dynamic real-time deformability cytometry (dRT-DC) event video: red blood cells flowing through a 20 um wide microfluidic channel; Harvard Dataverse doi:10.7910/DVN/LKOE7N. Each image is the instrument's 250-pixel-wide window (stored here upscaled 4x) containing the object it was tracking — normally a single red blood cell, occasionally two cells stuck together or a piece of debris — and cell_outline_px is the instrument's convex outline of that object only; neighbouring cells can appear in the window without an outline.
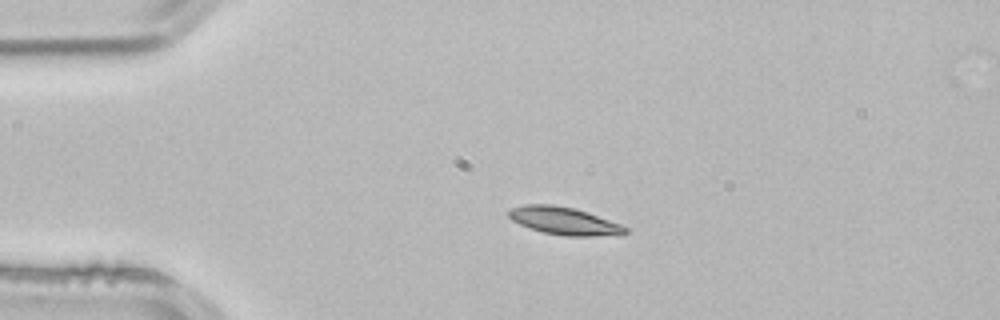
{"species": "common noctule bat (a hibernating species)", "species_latin": "Nyctalus noctula", "temperature_condition": "room temperature", "stored_images_in_passage": 2, "camera_frame_rate_fps": 3000, "um_per_image_px": 0.085, "animal": {"sex": "male", "body_mass_g": 21.5, "forearm_length_mm": 52.0}, "frame": {"image": 1, "passage_image": 1, "time_ms": 0.0, "image_size_px": [1000, 320], "cell_outline_px": [[628, 232], [592, 236], [564, 236], [544, 232], [520, 224], [512, 220], [508, 216], [508, 212], [512, 208], [524, 204], [552, 204], [572, 208], [588, 212], [620, 224], [628, 228]], "centroid_in_image_um": [47.91, 18.76], "position_along_channel_um": 37.1, "area_um2": 18.38}}